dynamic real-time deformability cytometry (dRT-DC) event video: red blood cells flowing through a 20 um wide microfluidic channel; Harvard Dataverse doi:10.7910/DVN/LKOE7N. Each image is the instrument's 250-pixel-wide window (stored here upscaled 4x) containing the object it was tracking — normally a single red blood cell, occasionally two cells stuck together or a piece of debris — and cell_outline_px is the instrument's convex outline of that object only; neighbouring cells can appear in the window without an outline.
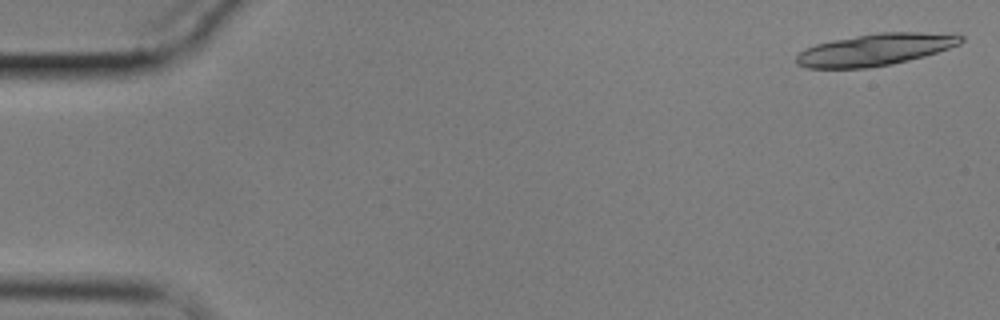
{"species": "common noctule bat (a hibernating species)", "species_latin": "Nyctalus noctula", "temperature_condition": "cold", "stored_images_in_passage": 20, "camera_frame_rate_fps": 3000, "um_per_image_px": 0.085, "animal": {"sex": "male", "body_mass_g": 17.9}, "frame": {"image": 1, "passage_image": 2, "time_ms": 0.333, "image_size_px": [1000, 320], "cell_outline_px": [[964, 40], [960, 44], [924, 56], [892, 64], [868, 68], [808, 68], [796, 64], [796, 56], [804, 48], [816, 44], [832, 40], [876, 32], [956, 32], [964, 36]], "centroid_in_image_um": [74.45, 4.2], "position_along_channel_um": 10.6, "area_um2": 30.98}}